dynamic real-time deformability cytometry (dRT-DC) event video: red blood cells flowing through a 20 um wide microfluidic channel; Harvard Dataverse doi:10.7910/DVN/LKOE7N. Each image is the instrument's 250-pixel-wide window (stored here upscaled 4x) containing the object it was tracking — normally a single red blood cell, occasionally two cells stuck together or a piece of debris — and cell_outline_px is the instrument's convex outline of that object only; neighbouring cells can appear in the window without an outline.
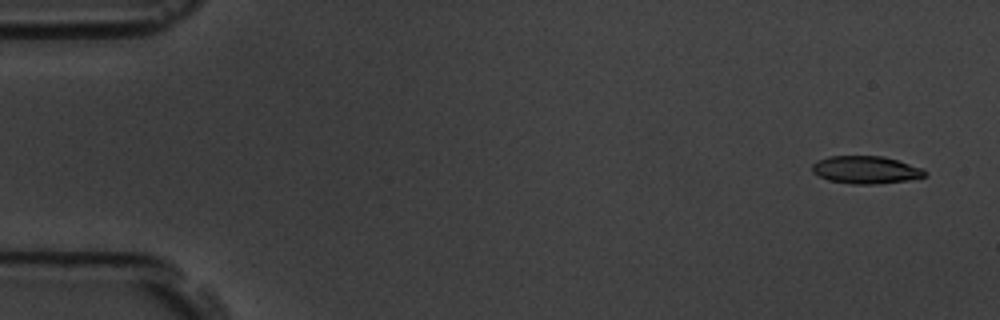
{"species": "common noctule bat (a hibernating species)", "species_latin": "Nyctalus noctula", "temperature_condition": "room temperature", "stored_images_in_passage": 15, "camera_frame_rate_fps": 3000, "um_per_image_px": 0.085, "animal": {"sex": "male", "body_mass_g": 19.5, "forearm_length_mm": 54.6}, "frame": {"image": 1, "passage_image": 1, "time_ms": 0.0, "image_size_px": [1000, 320], "cell_outline_px": [[928, 172], [924, 176], [908, 180], [876, 184], [852, 184], [828, 180], [812, 172], [812, 164], [816, 160], [828, 156], [884, 156], [924, 168]], "centroid_in_image_um": [73.59, 14.43], "position_along_channel_um": 11.4, "area_um2": 18.26}}
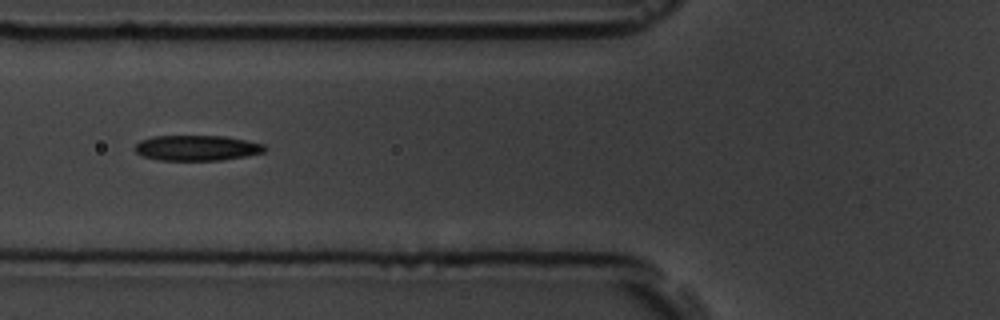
{"frame": {"image": 2, "passage_image": 6, "time_ms": 6.333, "image_size_px": [1000, 320], "cell_outline_px": [[268, 148], [264, 152], [248, 156], [220, 160], [156, 160], [144, 156], [136, 152], [132, 148], [140, 140], [152, 136], [224, 136], [264, 144]], "centroid_in_image_um": [16.72, 12.57], "position_along_channel_um": 109.1, "area_um2": 19.31}}
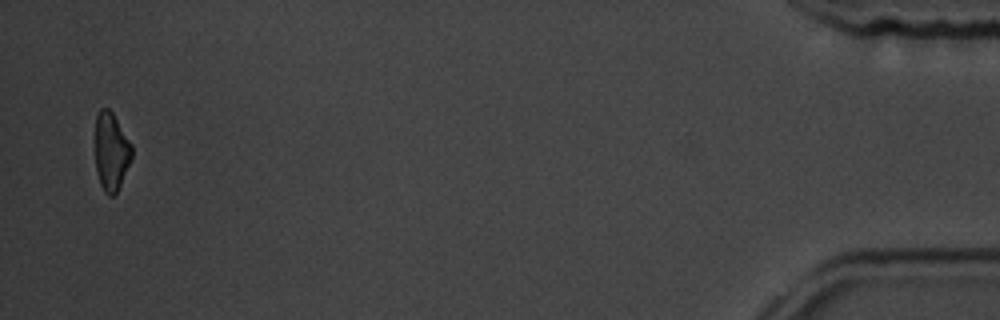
{"frame": {"image": 3, "passage_image": 15, "time_ms": 17.667, "image_size_px": [1000, 320], "cell_outline_px": [[132, 160], [116, 192], [112, 196], [108, 196], [104, 192], [100, 184], [96, 172], [96, 116], [100, 108], [108, 108], [112, 112], [132, 144]], "centroid_in_image_um": [9.46, 12.89], "position_along_channel_um": 425.7, "area_um2": 16.65}, "authors_computed_cell_mechanics": {"area_um2": 18.8428, "velocity_mm_per_s": 3.5843, "shape_relaxation_time_tau1_ms": 8.0004, "shape_relaxation_time_tau2_ms": null, "deformation_change_tau1": 0.1858, "deformation_change_tau2": null}}